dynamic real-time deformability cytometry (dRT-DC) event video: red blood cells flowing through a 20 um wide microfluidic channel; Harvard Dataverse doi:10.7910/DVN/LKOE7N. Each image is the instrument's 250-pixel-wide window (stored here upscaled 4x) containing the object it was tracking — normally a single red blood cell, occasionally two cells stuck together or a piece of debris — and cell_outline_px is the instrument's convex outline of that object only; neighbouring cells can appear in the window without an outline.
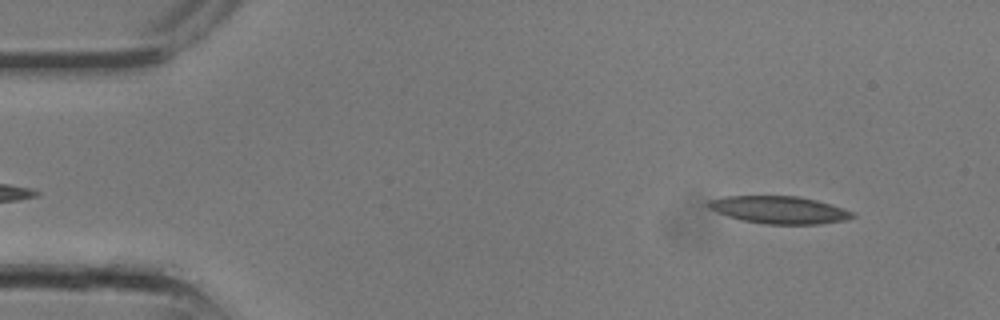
{"species": "common noctule bat (a hibernating species)", "species_latin": "Nyctalus noctula", "temperature_condition": "room temperature", "stored_images_in_passage": 7, "camera_frame_rate_fps": 3000, "um_per_image_px": 0.085, "animal": {"sex": "male", "body_mass_g": 13.3}, "frame": {"image": 1, "passage_image": 2, "time_ms": 0.333, "image_size_px": [1000, 320], "cell_outline_px": [[856, 216], [844, 220], [820, 224], [764, 224], [740, 220], [716, 212], [708, 208], [704, 204], [708, 200], [724, 196], [800, 196], [832, 204], [856, 212]], "centroid_in_image_um": [66.22, 17.83], "position_along_channel_um": 18.8, "area_um2": 23.41}}